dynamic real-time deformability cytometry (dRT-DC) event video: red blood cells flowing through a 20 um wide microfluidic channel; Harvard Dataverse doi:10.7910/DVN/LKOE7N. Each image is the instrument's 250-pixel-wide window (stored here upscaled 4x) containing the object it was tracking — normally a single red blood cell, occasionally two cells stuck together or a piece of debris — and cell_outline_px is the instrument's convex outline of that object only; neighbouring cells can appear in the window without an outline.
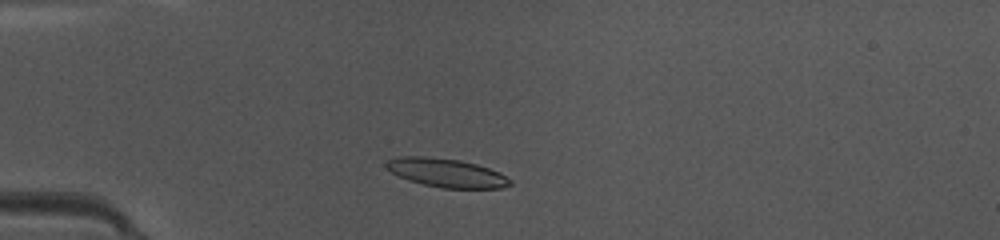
{"species": "common noctule bat (a hibernating species)", "species_latin": "Nyctalus noctula", "temperature_condition": "warm", "stored_images_in_passage": 44, "camera_frame_rate_fps": 3000, "um_per_image_px": 0.085, "animal": {"sex": "female", "body_mass_g": 10.0, "forearm_length_mm": 53.1}, "frame": {"image": 1, "passage_image": 11, "time_ms": 3.333, "image_size_px": [1000, 240], "cell_outline_px": [[512, 184], [504, 188], [440, 188], [408, 180], [392, 172], [384, 164], [388, 160], [400, 156], [424, 156], [460, 160], [476, 164], [500, 172], [512, 180]], "centroid_in_image_um": [37.98, 14.69], "position_along_channel_um": 47.0, "area_um2": 20.63}}
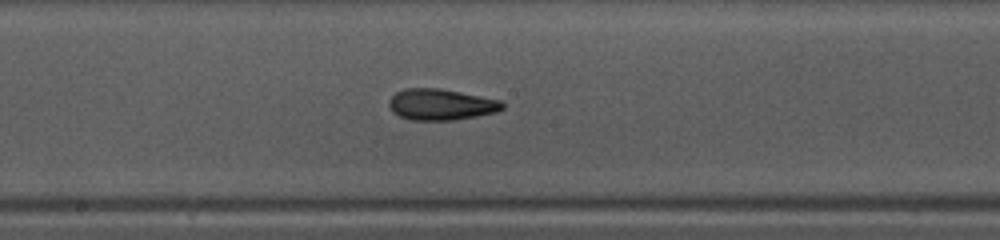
{"frame": {"image": 2, "passage_image": 24, "time_ms": 7.667, "image_size_px": [1000, 240], "cell_outline_px": [[504, 108], [496, 112], [456, 120], [412, 120], [400, 116], [392, 112], [388, 104], [388, 100], [396, 92], [404, 88], [440, 88], [500, 100], [504, 104]], "centroid_in_image_um": [37.46, 8.88], "position_along_channel_um": 210.7, "area_um2": 20.63}}
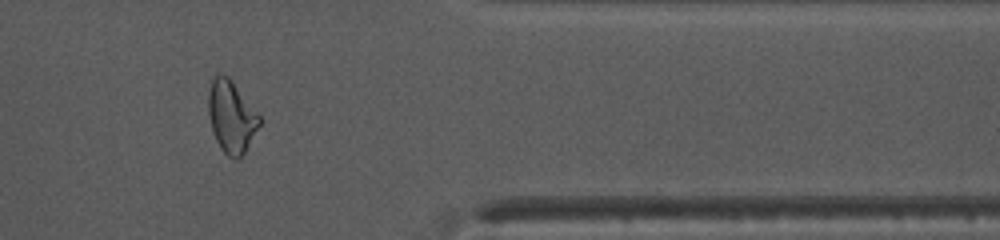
{"frame": {"image": 3, "passage_image": 38, "time_ms": 12.333, "image_size_px": [1000, 240], "cell_outline_px": [[260, 124], [244, 152], [236, 160], [228, 156], [220, 148], [216, 140], [212, 128], [208, 112], [208, 92], [212, 80], [216, 76], [228, 76], [260, 116]], "centroid_in_image_um": [19.65, 9.94], "position_along_channel_um": 391.7, "area_um2": 20.87}}